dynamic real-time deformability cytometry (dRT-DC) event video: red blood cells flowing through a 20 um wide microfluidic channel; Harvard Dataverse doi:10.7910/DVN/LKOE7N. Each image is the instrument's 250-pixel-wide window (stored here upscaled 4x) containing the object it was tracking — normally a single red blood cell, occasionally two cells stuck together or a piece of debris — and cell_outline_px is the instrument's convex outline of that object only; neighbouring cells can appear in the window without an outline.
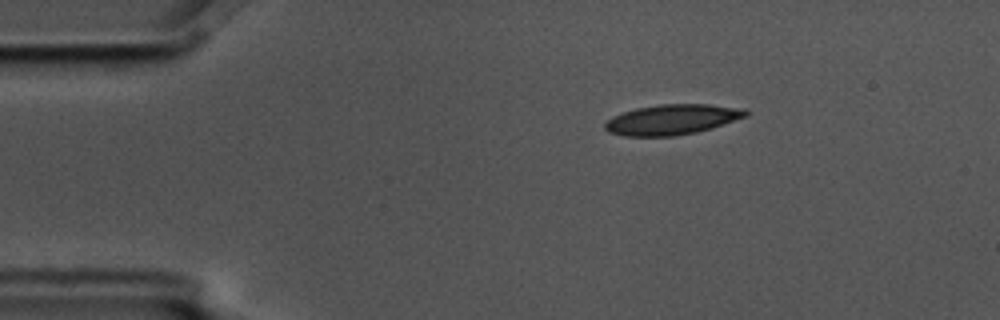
{"species": "common noctule bat (a hibernating species)", "species_latin": "Nyctalus noctula", "temperature_condition": "cold", "stored_images_in_passage": 49, "camera_frame_rate_fps": 3000, "um_per_image_px": 0.085, "animal": {"sex": "male", "body_mass_g": 17.5, "forearm_length_mm": 52.3}, "frame": {"image": 1, "passage_image": 2, "time_ms": 0.333, "image_size_px": [1000, 320], "cell_outline_px": [[748, 116], [712, 128], [696, 132], [672, 136], [624, 136], [608, 132], [604, 128], [604, 124], [612, 116], [636, 108], [660, 104], [708, 104], [744, 108], [748, 112]], "centroid_in_image_um": [57.13, 10.16], "position_along_channel_um": 27.9, "area_um2": 24.85}}
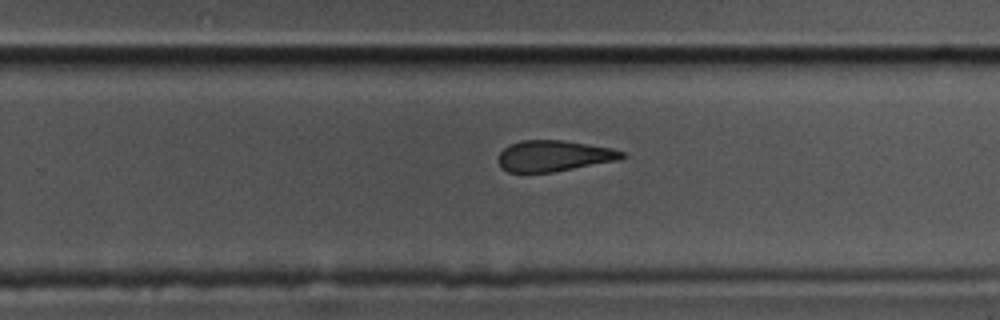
{"frame": {"image": 2, "passage_image": 28, "time_ms": 9.0, "image_size_px": [1000, 320], "cell_outline_px": [[628, 156], [620, 160], [552, 172], [508, 172], [500, 168], [496, 160], [496, 156], [508, 144], [520, 140], [560, 140], [612, 148], [624, 152]], "centroid_in_image_um": [47.04, 13.25], "position_along_channel_um": 282.8, "area_um2": 22.6}}
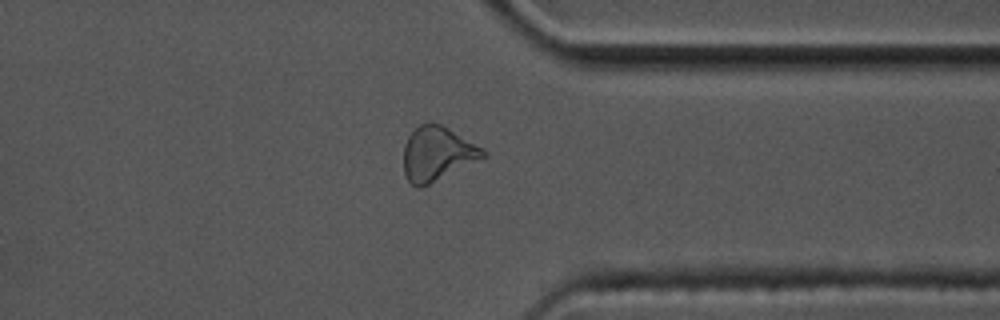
{"frame": {"image": 3, "passage_image": 36, "time_ms": 11.667, "image_size_px": [1000, 320], "cell_outline_px": [[488, 156], [420, 188], [416, 188], [408, 180], [404, 172], [404, 144], [408, 136], [420, 124], [428, 120], [440, 124], [448, 128], [484, 148], [488, 152]], "centroid_in_image_um": [37.18, 13.05], "position_along_channel_um": 374.2, "area_um2": 25.2}, "authors_computed_cell_mechanics": {"area_um2": 24.5072, "velocity_mm_per_s": 3.5756, "shape_relaxation_time_tau1_ms": 6.7365, "shape_relaxation_time_tau2_ms": 2.6341, "deformation_change_tau1": 0.1499, "deformation_change_tau2": 0.1058}}